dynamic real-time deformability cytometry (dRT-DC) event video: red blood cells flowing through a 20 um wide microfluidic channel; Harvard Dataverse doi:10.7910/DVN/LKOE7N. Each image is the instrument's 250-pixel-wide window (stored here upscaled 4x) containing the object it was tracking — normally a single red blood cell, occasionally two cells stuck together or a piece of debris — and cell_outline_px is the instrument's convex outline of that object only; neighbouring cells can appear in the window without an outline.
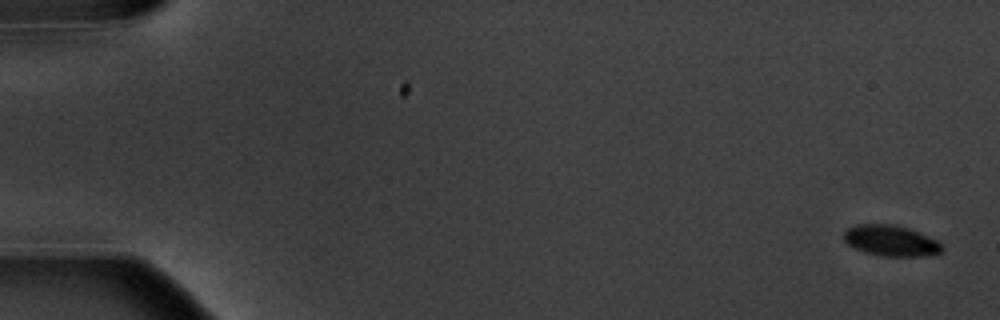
{"species": "common noctule bat (a hibernating species)", "species_latin": "Nyctalus noctula", "temperature_condition": "warm", "stored_images_in_passage": 7, "camera_frame_rate_fps": 3000, "um_per_image_px": 0.085, "animal": {"sex": "male", "body_mass_g": 20.1, "forearm_length_mm": 53.5}, "frame": {"image": 1, "passage_image": 1, "time_ms": 0.0, "image_size_px": [1000, 320], "cell_outline_px": [[944, 248], [940, 252], [924, 256], [880, 256], [864, 252], [848, 244], [844, 240], [844, 232], [848, 228], [856, 224], [892, 224], [908, 228], [936, 240]], "centroid_in_image_um": [75.69, 20.46], "position_along_channel_um": 9.3, "area_um2": 17.46}}
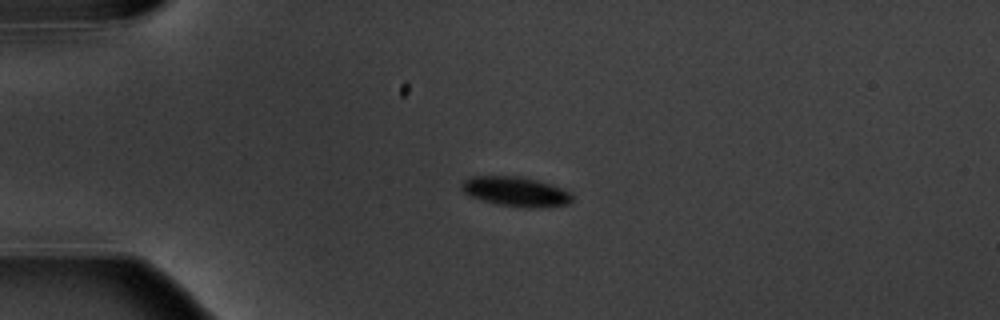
{"frame": {"image": 2, "passage_image": 5, "time_ms": 4.333, "image_size_px": [1000, 320], "cell_outline_px": [[572, 204], [540, 208], [528, 208], [496, 204], [468, 196], [460, 188], [460, 184], [464, 180], [472, 176], [520, 176], [540, 180], [560, 188], [568, 192], [572, 196]], "centroid_in_image_um": [43.83, 16.29], "position_along_channel_um": 41.2, "area_um2": 19.36}}